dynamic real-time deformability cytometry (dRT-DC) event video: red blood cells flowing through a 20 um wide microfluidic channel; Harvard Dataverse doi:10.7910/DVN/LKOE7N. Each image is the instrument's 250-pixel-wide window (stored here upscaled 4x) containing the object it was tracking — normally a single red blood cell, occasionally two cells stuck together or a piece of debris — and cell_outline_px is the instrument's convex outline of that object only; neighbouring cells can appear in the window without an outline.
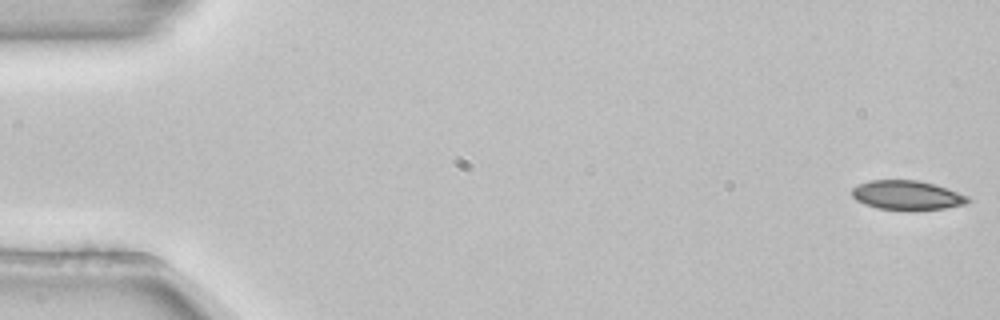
{"species": "common noctule bat (a hibernating species)", "species_latin": "Nyctalus noctula", "temperature_condition": "room temperature", "stored_images_in_passage": 14, "camera_frame_rate_fps": 3000, "um_per_image_px": 0.085, "animal": {"sex": "female", "body_mass_g": 22.7, "forearm_length_mm": 54.2}, "frame": {"image": 1, "passage_image": 1, "time_ms": 0.0, "image_size_px": [1000, 320], "cell_outline_px": [[972, 200], [968, 204], [944, 208], [912, 212], [876, 208], [864, 204], [856, 200], [852, 196], [852, 188], [860, 184], [872, 180], [920, 180], [968, 196]], "centroid_in_image_um": [77.1, 16.63], "position_along_channel_um": 7.9, "area_um2": 20.11}}